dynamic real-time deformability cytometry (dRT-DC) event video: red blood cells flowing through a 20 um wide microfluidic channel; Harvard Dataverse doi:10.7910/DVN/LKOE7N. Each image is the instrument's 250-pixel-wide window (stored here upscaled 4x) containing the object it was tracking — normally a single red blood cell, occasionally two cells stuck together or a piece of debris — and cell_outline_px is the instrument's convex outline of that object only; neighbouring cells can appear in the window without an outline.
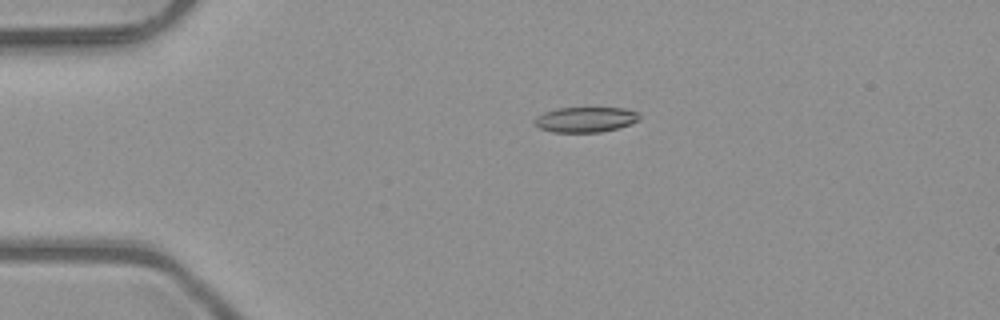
{"species": "common noctule bat (a hibernating species)", "species_latin": "Nyctalus noctula", "temperature_condition": "room temperature", "stored_images_in_passage": 3, "camera_frame_rate_fps": 3000, "um_per_image_px": 0.085, "animal": {"sex": "male", "body_mass_g": 23.1, "forearm_length_mm": 52.7}, "frame": {"image": 1, "passage_image": 2, "time_ms": 0.333, "image_size_px": [1000, 320], "cell_outline_px": [[640, 120], [616, 128], [600, 132], [552, 132], [540, 128], [532, 124], [536, 116], [544, 112], [556, 108], [624, 108], [636, 112], [640, 116]], "centroid_in_image_um": [49.71, 10.16], "position_along_channel_um": 35.3, "area_um2": 15.37}}
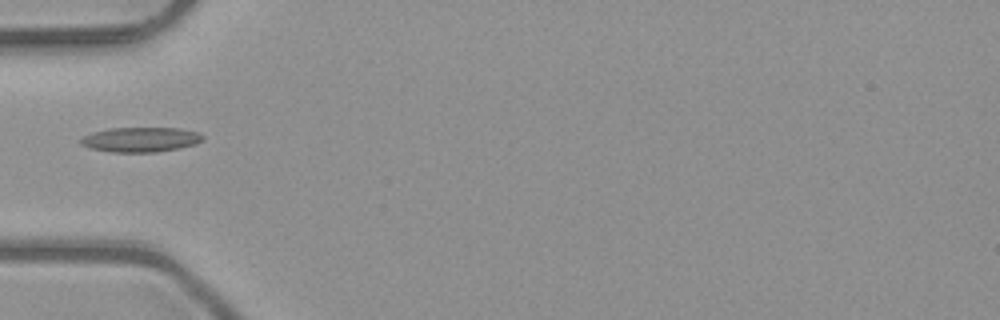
{"frame": {"image": 2, "passage_image": 3, "time_ms": 0.667, "image_size_px": [1000, 320], "cell_outline_px": [[204, 140], [196, 144], [180, 148], [156, 152], [112, 152], [92, 148], [80, 144], [80, 140], [84, 136], [92, 132], [108, 128], [180, 128], [200, 132], [204, 136]], "centroid_in_image_um": [12.01, 11.85], "position_along_channel_um": 73.0, "area_um2": 17.74}}